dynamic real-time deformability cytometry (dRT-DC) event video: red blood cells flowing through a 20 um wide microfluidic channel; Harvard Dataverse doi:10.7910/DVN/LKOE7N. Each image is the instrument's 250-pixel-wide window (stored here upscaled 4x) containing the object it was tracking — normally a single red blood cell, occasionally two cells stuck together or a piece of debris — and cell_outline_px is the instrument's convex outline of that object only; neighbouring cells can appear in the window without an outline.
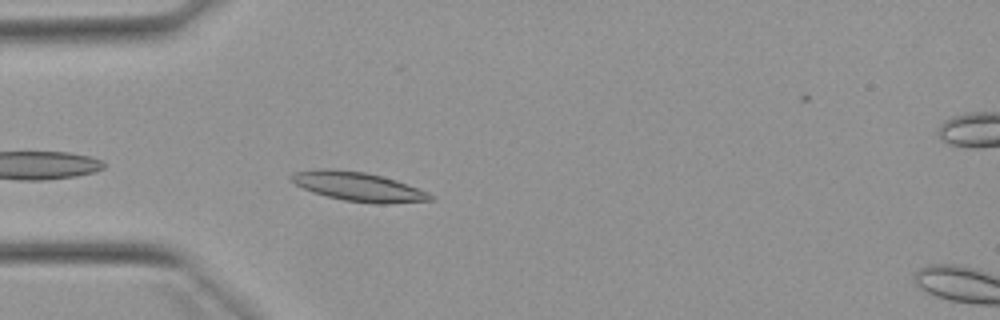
{"species": "Egyptian fruit bat (a non-hibernating species)", "species_latin": "Rousettus aegyptiacus", "temperature_condition": "warm", "stored_images_in_passage": 10, "camera_frame_rate_fps": 3000, "um_per_image_px": 0.085, "animal": {"sex": "female"}, "frame": {"image": 1, "passage_image": 2, "time_ms": 0.333, "image_size_px": [1000, 320], "cell_outline_px": [[436, 200], [388, 204], [376, 204], [344, 200], [312, 192], [288, 180], [288, 176], [292, 172], [320, 168], [332, 168], [364, 172], [396, 180], [428, 192], [436, 196]], "centroid_in_image_um": [30.45, 15.86], "position_along_channel_um": 54.5, "area_um2": 23.81}}
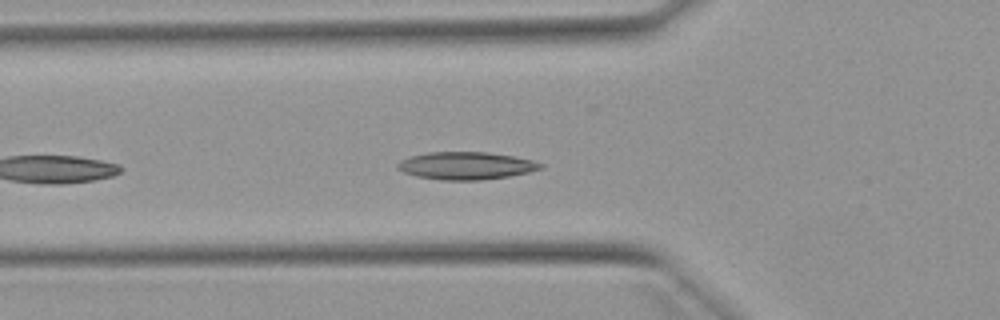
{"frame": {"image": 2, "passage_image": 5, "time_ms": 1.333, "image_size_px": [1000, 320], "cell_outline_px": [[544, 168], [528, 172], [508, 176], [480, 180], [440, 180], [416, 176], [404, 172], [396, 168], [396, 164], [400, 160], [412, 156], [428, 152], [488, 152], [512, 156], [532, 160], [544, 164]], "centroid_in_image_um": [39.6, 14.08], "position_along_channel_um": 86.2, "area_um2": 22.95}}